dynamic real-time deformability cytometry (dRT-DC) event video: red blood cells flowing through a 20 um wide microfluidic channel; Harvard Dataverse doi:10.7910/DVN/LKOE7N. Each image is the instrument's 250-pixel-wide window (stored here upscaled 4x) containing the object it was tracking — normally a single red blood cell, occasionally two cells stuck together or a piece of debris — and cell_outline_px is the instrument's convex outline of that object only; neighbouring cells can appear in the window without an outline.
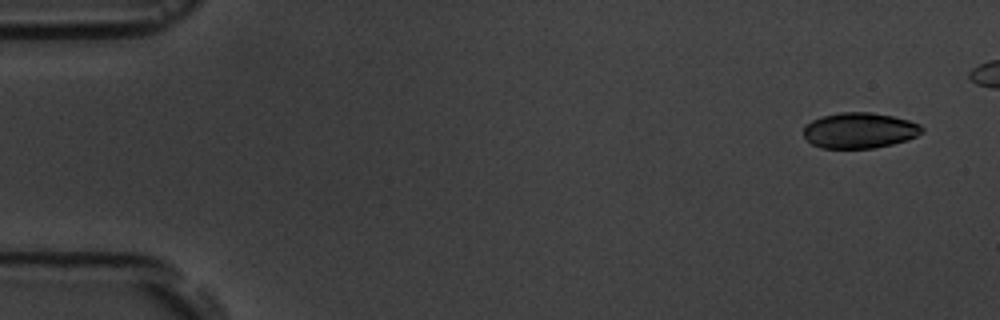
{"species": "common noctule bat (a hibernating species)", "species_latin": "Nyctalus noctula", "temperature_condition": "room temperature", "stored_images_in_passage": 5, "camera_frame_rate_fps": 3000, "um_per_image_px": 0.085, "animal": {"sex": "male", "body_mass_g": 19.5, "forearm_length_mm": 54.6}, "frame": {"image": 1, "passage_image": 1, "time_ms": 0.0, "image_size_px": [1000, 320], "cell_outline_px": [[924, 132], [908, 140], [892, 144], [872, 148], [820, 148], [812, 144], [804, 136], [804, 124], [812, 120], [824, 116], [840, 112], [872, 112], [892, 116], [908, 120], [920, 124], [924, 128]], "centroid_in_image_um": [73.07, 11.08], "position_along_channel_um": 11.9, "area_um2": 24.68}}